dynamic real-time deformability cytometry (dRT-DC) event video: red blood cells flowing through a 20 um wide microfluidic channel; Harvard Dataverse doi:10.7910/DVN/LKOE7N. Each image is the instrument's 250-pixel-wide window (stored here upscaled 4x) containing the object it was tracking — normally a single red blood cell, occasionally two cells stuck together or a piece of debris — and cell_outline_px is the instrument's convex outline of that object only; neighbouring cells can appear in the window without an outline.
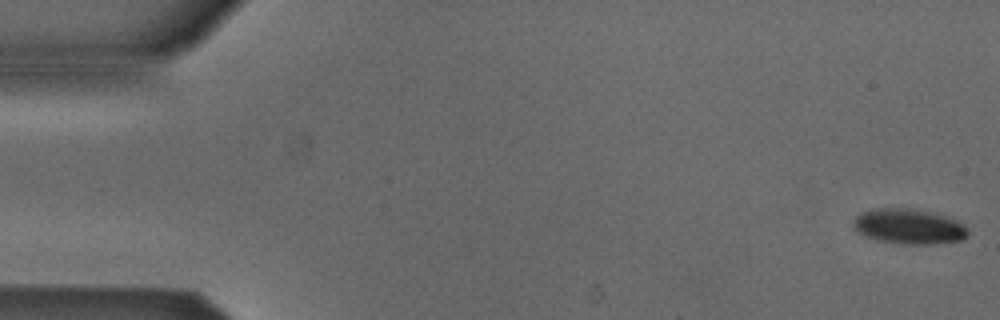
{"species": "Egyptian fruit bat (a non-hibernating species)", "species_latin": "Rousettus aegyptiacus", "temperature_condition": "cold", "stored_images_in_passage": 7, "camera_frame_rate_fps": 3000, "um_per_image_px": 0.085, "animal": {"sex": "male"}, "frame": {"image": 1, "passage_image": 1, "time_ms": 0.0, "image_size_px": [1000, 320], "cell_outline_px": [[968, 236], [964, 240], [936, 244], [904, 244], [876, 240], [864, 236], [852, 224], [852, 220], [860, 212], [872, 208], [908, 208], [928, 212], [944, 216], [956, 220], [964, 224], [968, 228]], "centroid_in_image_um": [77.26, 19.25], "position_along_channel_um": 7.7, "area_um2": 23.64}}